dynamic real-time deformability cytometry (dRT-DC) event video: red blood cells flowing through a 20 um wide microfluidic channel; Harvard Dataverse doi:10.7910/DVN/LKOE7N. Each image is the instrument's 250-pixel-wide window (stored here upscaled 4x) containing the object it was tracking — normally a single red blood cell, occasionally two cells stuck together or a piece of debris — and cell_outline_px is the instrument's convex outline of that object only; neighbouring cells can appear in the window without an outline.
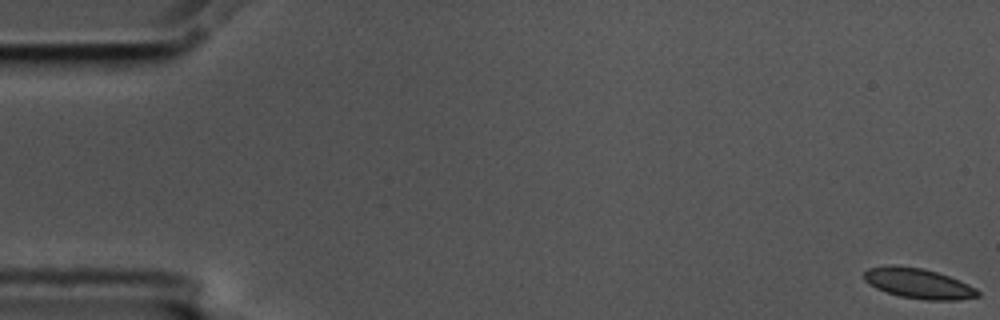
{"species": "common noctule bat (a hibernating species)", "species_latin": "Nyctalus noctula", "temperature_condition": "cold", "stored_images_in_passage": 57, "camera_frame_rate_fps": 3000, "um_per_image_px": 0.085, "animal": {"sex": "male", "body_mass_g": 17.5, "forearm_length_mm": 52.3}, "frame": {"image": 1, "passage_image": 1, "time_ms": 0.0, "image_size_px": [1000, 320], "cell_outline_px": [[980, 296], [956, 300], [928, 300], [900, 296], [876, 288], [864, 280], [864, 272], [868, 268], [892, 264], [924, 268], [948, 276], [968, 284], [976, 288], [980, 292]], "centroid_in_image_um": [78.06, 24.08], "position_along_channel_um": 6.9, "area_um2": 19.94}}
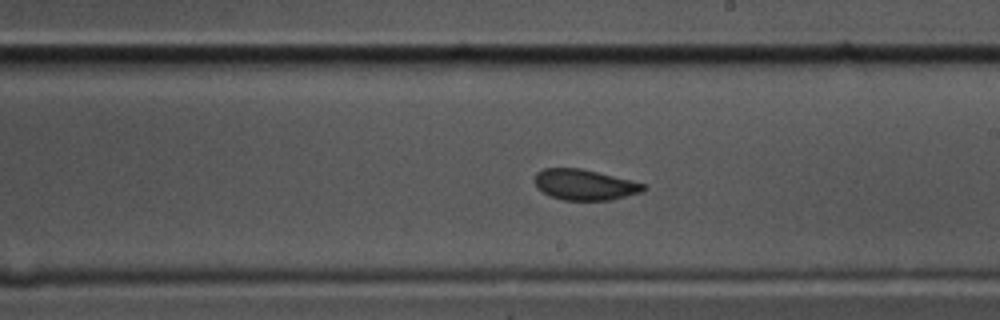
{"frame": {"image": 2, "passage_image": 33, "time_ms": 10.667, "image_size_px": [1000, 320], "cell_outline_px": [[648, 188], [644, 192], [612, 200], [564, 200], [552, 196], [536, 188], [536, 172], [544, 168], [580, 168], [632, 180], [648, 184]], "centroid_in_image_um": [49.78, 15.7], "position_along_channel_um": 239.2, "area_um2": 19.59}}
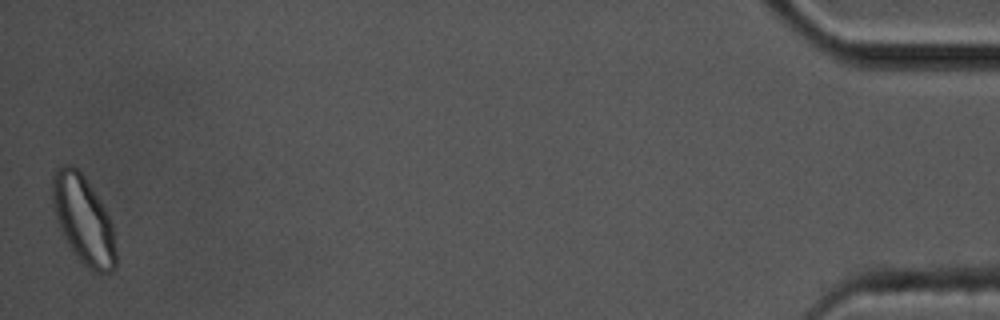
{"frame": {"image": 3, "passage_image": 57, "time_ms": 18.667, "image_size_px": [1000, 320], "cell_outline_px": [[116, 268], [112, 272], [96, 272], [84, 264], [76, 256], [68, 244], [60, 228], [52, 204], [52, 172], [56, 168], [64, 164], [72, 164], [84, 176], [100, 200], [112, 224], [116, 252]], "centroid_in_image_um": [7.08, 18.65], "position_along_channel_um": 428.1, "area_um2": 32.37}, "authors_computed_cell_mechanics": {"area_um2": 20.4034, "velocity_mm_per_s": 3.5243, "shape_relaxation_time_tau1_ms": 6.8987, "shape_relaxation_time_tau2_ms": 1.4432, "deformation_change_tau1": 0.1033, "deformation_change_tau2": 0.0509}}